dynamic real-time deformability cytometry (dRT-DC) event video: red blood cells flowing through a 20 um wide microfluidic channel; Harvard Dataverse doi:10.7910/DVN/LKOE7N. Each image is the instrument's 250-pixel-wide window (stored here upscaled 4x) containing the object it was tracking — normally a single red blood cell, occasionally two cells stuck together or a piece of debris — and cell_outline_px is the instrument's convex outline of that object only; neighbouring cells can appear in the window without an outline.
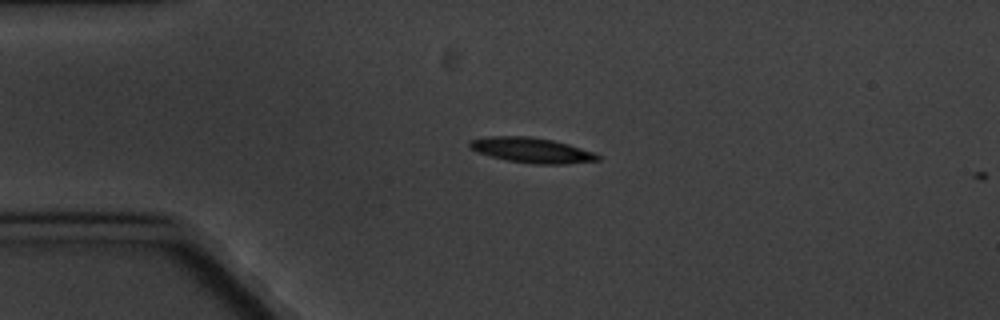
{"species": "common noctule bat (a hibernating species)", "species_latin": "Nyctalus noctula", "temperature_condition": "cold", "stored_images_in_passage": 4, "camera_frame_rate_fps": 3000, "um_per_image_px": 0.085, "animal": {"sex": "male", "body_mass_g": 20.1, "forearm_length_mm": 53.5}, "frame": {"image": 1, "passage_image": 3, "time_ms": 3.0, "image_size_px": [1000, 320], "cell_outline_px": [[600, 160], [564, 164], [536, 164], [508, 160], [476, 152], [468, 144], [472, 140], [488, 136], [528, 136], [552, 140], [568, 144], [592, 152], [600, 156]], "centroid_in_image_um": [45.2, 12.76], "position_along_channel_um": 39.8, "area_um2": 18.44}}